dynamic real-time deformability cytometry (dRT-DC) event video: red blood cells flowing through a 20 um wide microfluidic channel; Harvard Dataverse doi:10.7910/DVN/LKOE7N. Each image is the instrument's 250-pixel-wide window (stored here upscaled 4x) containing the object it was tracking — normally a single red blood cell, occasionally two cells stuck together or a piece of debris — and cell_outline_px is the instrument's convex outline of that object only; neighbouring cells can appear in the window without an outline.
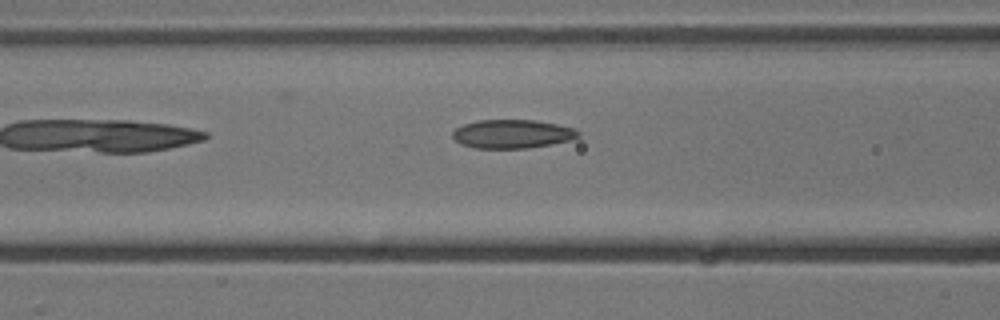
{"species": "common noctule bat (a hibernating species)", "species_latin": "Nyctalus noctula", "temperature_condition": "cold", "stored_images_in_passage": 4, "camera_frame_rate_fps": 3000, "um_per_image_px": 0.085, "animal": {"sex": "male", "body_mass_g": 13.3}, "frame": {"image": 1, "passage_image": 4, "time_ms": 3.333, "image_size_px": [1000, 320], "cell_outline_px": [[580, 136], [572, 140], [528, 148], [476, 148], [460, 144], [452, 136], [452, 132], [456, 128], [464, 124], [476, 120], [536, 120], [576, 128], [580, 132]], "centroid_in_image_um": [43.56, 11.38], "position_along_channel_um": 123.0, "area_um2": 21.1}}